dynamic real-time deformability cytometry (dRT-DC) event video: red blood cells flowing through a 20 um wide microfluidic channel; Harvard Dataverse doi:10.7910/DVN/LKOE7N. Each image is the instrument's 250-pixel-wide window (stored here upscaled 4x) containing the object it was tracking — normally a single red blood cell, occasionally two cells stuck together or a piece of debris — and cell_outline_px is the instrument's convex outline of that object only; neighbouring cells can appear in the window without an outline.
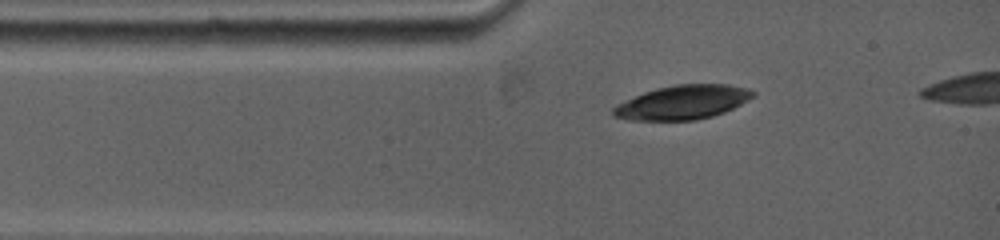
{"species": "common noctule bat (a hibernating species)", "species_latin": "Nyctalus noctula", "temperature_condition": "warm", "stored_images_in_passage": 3, "camera_frame_rate_fps": 5000, "um_per_image_px": 0.085, "animal": {"sex": "female", "body_mass_g": 19.0, "forearm_length_mm": 53.3}, "frame": {"image": 1, "passage_image": 1, "time_ms": 0.0, "image_size_px": [1000, 240], "cell_outline_px": [[756, 96], [724, 112], [712, 116], [696, 120], [628, 120], [612, 116], [612, 108], [616, 104], [644, 92], [656, 88], [676, 84], [728, 84], [748, 88], [756, 92]], "centroid_in_image_um": [58.02, 8.69], "position_along_channel_um": 27.0, "area_um2": 27.86}}
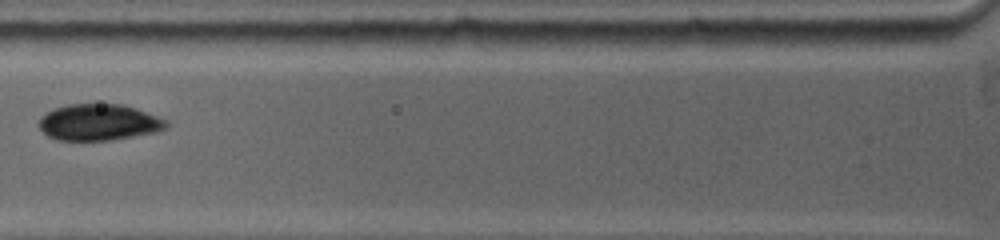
{"frame": {"image": 2, "passage_image": 3, "time_ms": 2.6, "image_size_px": [1000, 240], "cell_outline_px": [[168, 124], [164, 128], [156, 132], [112, 140], [56, 140], [48, 136], [36, 124], [40, 116], [56, 108], [68, 104], [124, 104], [136, 108], [168, 120]], "centroid_in_image_um": [8.38, 10.39], "position_along_channel_um": 117.4, "area_um2": 27.05}}